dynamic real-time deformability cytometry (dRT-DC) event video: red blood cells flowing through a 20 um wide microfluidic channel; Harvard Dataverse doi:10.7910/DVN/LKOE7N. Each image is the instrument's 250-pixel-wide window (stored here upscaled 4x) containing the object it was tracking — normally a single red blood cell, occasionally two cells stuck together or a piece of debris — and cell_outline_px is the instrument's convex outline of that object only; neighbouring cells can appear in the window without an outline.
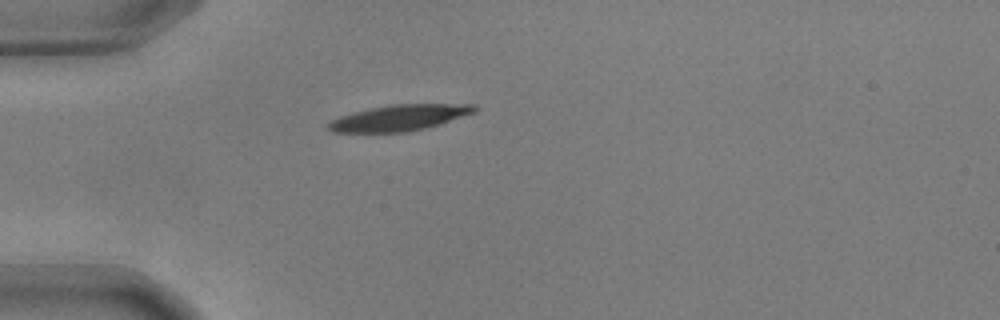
{"species": "common noctule bat (a hibernating species)", "species_latin": "Nyctalus noctula", "temperature_condition": "warm", "stored_images_in_passage": 41, "camera_frame_rate_fps": 3000, "um_per_image_px": 0.085, "animal": {"sex": "male", "body_mass_g": 17.9, "forearm_length_mm": 54.2}, "frame": {"image": 1, "passage_image": 1, "time_ms": 0.0, "image_size_px": [1000, 320], "cell_outline_px": [[480, 108], [476, 112], [440, 124], [408, 132], [332, 132], [324, 124], [340, 116], [352, 112], [392, 104], [476, 104]], "centroid_in_image_um": [33.97, 10.0], "position_along_channel_um": 51.0, "area_um2": 22.2}}
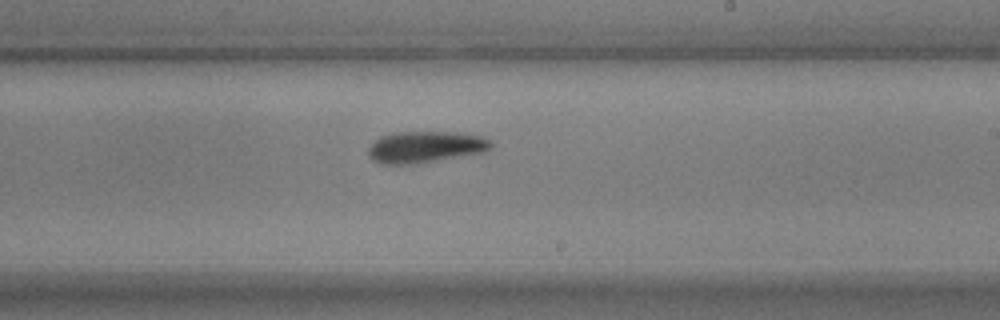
{"frame": {"image": 2, "passage_image": 19, "time_ms": 6.0, "image_size_px": [1000, 320], "cell_outline_px": [[492, 148], [484, 152], [420, 164], [380, 164], [372, 160], [368, 156], [368, 148], [380, 136], [396, 132], [460, 132], [484, 136], [492, 140]], "centroid_in_image_um": [36.19, 12.5], "position_along_channel_um": 252.8, "area_um2": 23.0}}
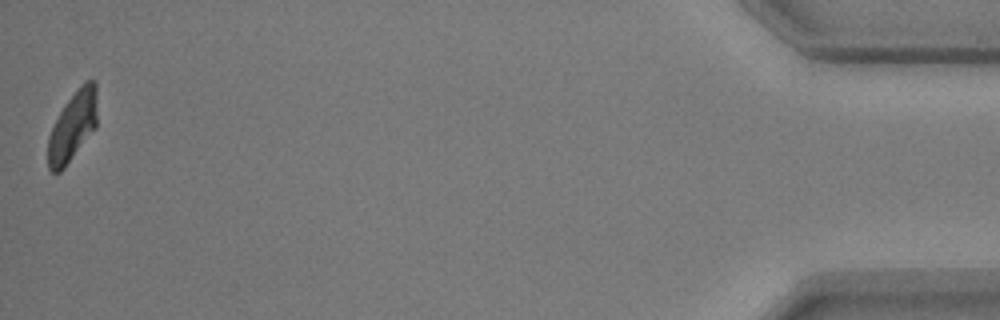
{"frame": {"image": 3, "passage_image": 41, "time_ms": 13.333, "image_size_px": [1000, 320], "cell_outline_px": [[96, 128], [64, 168], [60, 172], [52, 172], [48, 168], [48, 136], [60, 112], [68, 100], [80, 84], [84, 80], [92, 80], [96, 84]], "centroid_in_image_um": [6.18, 10.74], "position_along_channel_um": 429.0, "area_um2": 19.77}, "authors_computed_cell_mechanics": {"area_um2": 22.1374, "velocity_mm_per_s": 3.5871, "shape_relaxation_time_tau1_ms": 4.5573, "shape_relaxation_time_tau2_ms": 3.1882, "deformation_change_tau1": 0.1798, "deformation_change_tau2": 0.0988}}